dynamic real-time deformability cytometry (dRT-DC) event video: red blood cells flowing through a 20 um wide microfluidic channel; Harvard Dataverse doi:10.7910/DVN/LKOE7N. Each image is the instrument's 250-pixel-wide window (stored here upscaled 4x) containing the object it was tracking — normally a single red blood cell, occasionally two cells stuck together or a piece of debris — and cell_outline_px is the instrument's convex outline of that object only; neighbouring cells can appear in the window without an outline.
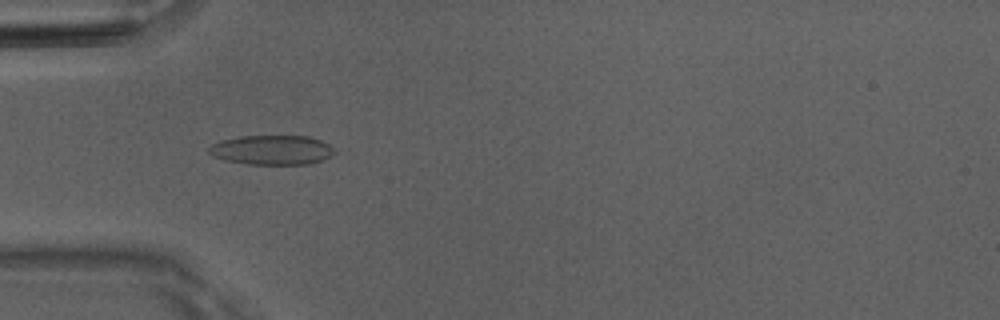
{"species": "Egyptian fruit bat (a non-hibernating species)", "species_latin": "Rousettus aegyptiacus", "temperature_condition": "room temperature", "stored_images_in_passage": 40, "camera_frame_rate_fps": 3000, "um_per_image_px": 0.085, "animal": {"sex": "male"}, "frame": {"image": 1, "passage_image": 5, "time_ms": 1.333, "image_size_px": [1000, 320], "cell_outline_px": [[336, 152], [320, 160], [308, 164], [248, 164], [224, 160], [212, 156], [208, 152], [208, 148], [212, 144], [220, 140], [240, 136], [308, 136], [320, 140], [328, 144]], "centroid_in_image_um": [23.05, 12.74], "position_along_channel_um": 61.9, "area_um2": 21.5}}
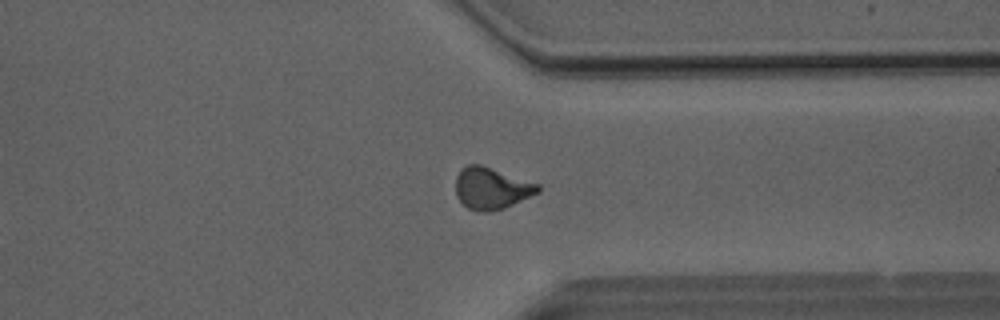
{"frame": {"image": 2, "passage_image": 28, "time_ms": 9.0, "image_size_px": [1000, 320], "cell_outline_px": [[540, 192], [504, 208], [488, 212], [484, 212], [468, 208], [456, 196], [456, 176], [460, 168], [468, 164], [480, 164], [540, 184]], "centroid_in_image_um": [41.77, 15.99], "position_along_channel_um": 369.6, "area_um2": 20.0}}
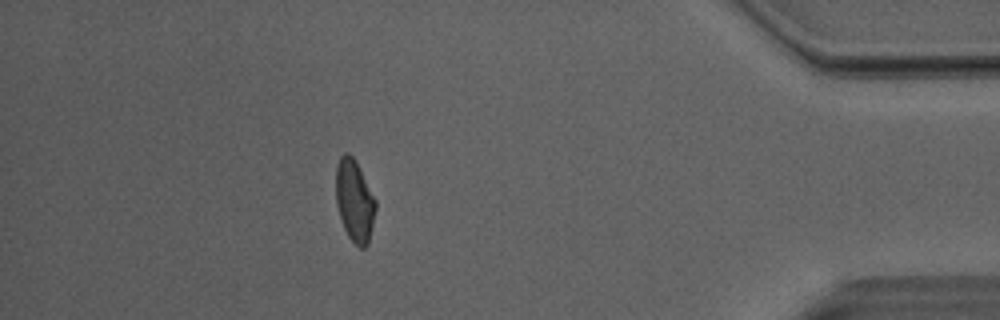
{"frame": {"image": 3, "passage_image": 34, "time_ms": 11.0, "image_size_px": [1000, 320], "cell_outline_px": [[376, 208], [368, 244], [364, 248], [360, 248], [348, 236], [344, 228], [336, 204], [336, 164], [340, 156], [344, 152], [348, 152], [356, 160], [376, 200]], "centroid_in_image_um": [30.13, 17.02], "position_along_channel_um": 405.1, "area_um2": 19.02}, "authors_computed_cell_mechanics": {"area_um2": 19.5075, "velocity_mm_per_s": 4.0568, "shape_relaxation_time_tau1_ms": 6.4328, "shape_relaxation_time_tau2_ms": 1.7594, "deformation_change_tau1": 0.1553, "deformation_change_tau2": 0.0786}}